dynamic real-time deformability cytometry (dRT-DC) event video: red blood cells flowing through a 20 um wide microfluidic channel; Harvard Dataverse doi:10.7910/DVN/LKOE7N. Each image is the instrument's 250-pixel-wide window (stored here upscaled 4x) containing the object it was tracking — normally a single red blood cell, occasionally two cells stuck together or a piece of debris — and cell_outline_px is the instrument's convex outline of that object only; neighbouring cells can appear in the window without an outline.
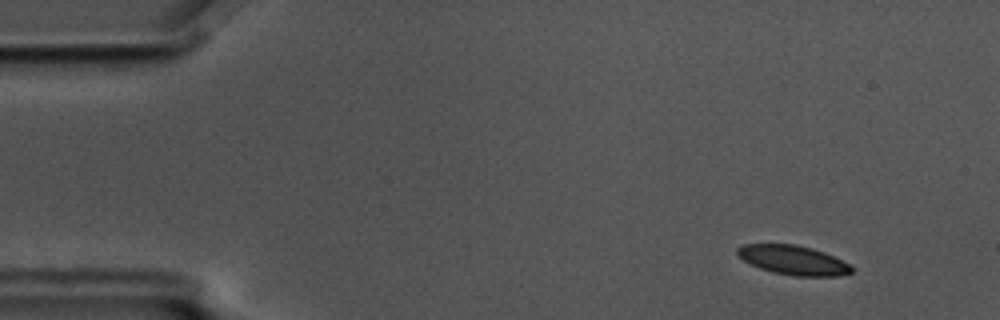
{"species": "common noctule bat (a hibernating species)", "species_latin": "Nyctalus noctula", "temperature_condition": "cold", "stored_images_in_passage": 6, "camera_frame_rate_fps": 3000, "um_per_image_px": 0.085, "animal": {"sex": "male", "body_mass_g": 17.5, "forearm_length_mm": 52.3}, "frame": {"image": 1, "passage_image": 2, "time_ms": 0.333, "image_size_px": [1000, 320], "cell_outline_px": [[852, 272], [836, 276], [796, 276], [772, 272], [760, 268], [744, 260], [736, 252], [736, 248], [744, 244], [796, 244], [812, 248], [824, 252], [848, 264], [852, 268]], "centroid_in_image_um": [67.4, 22.1], "position_along_channel_um": 17.6, "area_um2": 19.25}}